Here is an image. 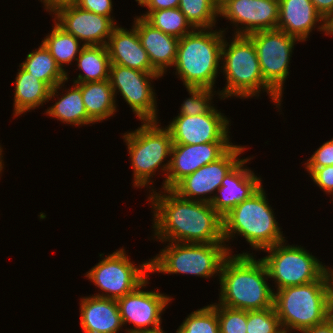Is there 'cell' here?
<instances>
[{"label": "cell", "mask_w": 333, "mask_h": 333, "mask_svg": "<svg viewBox=\"0 0 333 333\" xmlns=\"http://www.w3.org/2000/svg\"><path fill=\"white\" fill-rule=\"evenodd\" d=\"M80 299V324L84 333H117L123 329L115 299L91 295Z\"/></svg>", "instance_id": "603a6c76"}, {"label": "cell", "mask_w": 333, "mask_h": 333, "mask_svg": "<svg viewBox=\"0 0 333 333\" xmlns=\"http://www.w3.org/2000/svg\"><path fill=\"white\" fill-rule=\"evenodd\" d=\"M195 29L179 39L174 63L185 87L214 90L220 67L225 30Z\"/></svg>", "instance_id": "5b68a950"}, {"label": "cell", "mask_w": 333, "mask_h": 333, "mask_svg": "<svg viewBox=\"0 0 333 333\" xmlns=\"http://www.w3.org/2000/svg\"><path fill=\"white\" fill-rule=\"evenodd\" d=\"M42 43L65 72L64 65L75 61L84 47L83 44L80 46L81 42L76 37L66 32L56 22L51 33L42 39Z\"/></svg>", "instance_id": "f1b7e54d"}, {"label": "cell", "mask_w": 333, "mask_h": 333, "mask_svg": "<svg viewBox=\"0 0 333 333\" xmlns=\"http://www.w3.org/2000/svg\"><path fill=\"white\" fill-rule=\"evenodd\" d=\"M139 265L136 266L128 259L123 248L107 255L85 276L102 292L104 291L92 296L117 300L131 293L147 279L150 273V261Z\"/></svg>", "instance_id": "30bf717a"}, {"label": "cell", "mask_w": 333, "mask_h": 333, "mask_svg": "<svg viewBox=\"0 0 333 333\" xmlns=\"http://www.w3.org/2000/svg\"><path fill=\"white\" fill-rule=\"evenodd\" d=\"M186 89L191 97L185 99L183 104H181L178 115L205 114L213 107L211 101L216 91L202 87H186Z\"/></svg>", "instance_id": "836d02e7"}, {"label": "cell", "mask_w": 333, "mask_h": 333, "mask_svg": "<svg viewBox=\"0 0 333 333\" xmlns=\"http://www.w3.org/2000/svg\"><path fill=\"white\" fill-rule=\"evenodd\" d=\"M3 149L1 148V145H0V174L2 173L1 171H3V167H4V162H2L3 161V156H2V151ZM1 177V176H0Z\"/></svg>", "instance_id": "ee69618b"}, {"label": "cell", "mask_w": 333, "mask_h": 333, "mask_svg": "<svg viewBox=\"0 0 333 333\" xmlns=\"http://www.w3.org/2000/svg\"><path fill=\"white\" fill-rule=\"evenodd\" d=\"M332 295L330 269L317 281L274 291L273 307L284 333L324 322L331 315Z\"/></svg>", "instance_id": "3957f363"}, {"label": "cell", "mask_w": 333, "mask_h": 333, "mask_svg": "<svg viewBox=\"0 0 333 333\" xmlns=\"http://www.w3.org/2000/svg\"><path fill=\"white\" fill-rule=\"evenodd\" d=\"M306 170L320 189L333 196V165L322 168H306Z\"/></svg>", "instance_id": "8d00e7d4"}, {"label": "cell", "mask_w": 333, "mask_h": 333, "mask_svg": "<svg viewBox=\"0 0 333 333\" xmlns=\"http://www.w3.org/2000/svg\"><path fill=\"white\" fill-rule=\"evenodd\" d=\"M232 145V142L173 144L170 167L161 189H172L184 177L194 173L202 166L216 161Z\"/></svg>", "instance_id": "ac0fdd59"}, {"label": "cell", "mask_w": 333, "mask_h": 333, "mask_svg": "<svg viewBox=\"0 0 333 333\" xmlns=\"http://www.w3.org/2000/svg\"><path fill=\"white\" fill-rule=\"evenodd\" d=\"M133 26L141 45L146 50L152 67L163 76L167 68L173 67L176 56L179 38L165 34L154 28L144 18H134Z\"/></svg>", "instance_id": "7402d4cb"}, {"label": "cell", "mask_w": 333, "mask_h": 333, "mask_svg": "<svg viewBox=\"0 0 333 333\" xmlns=\"http://www.w3.org/2000/svg\"><path fill=\"white\" fill-rule=\"evenodd\" d=\"M67 80L59 83L50 90L49 100L57 96V102L46 110V115L56 118L57 120L74 126H82L95 124V122L88 116L81 93V83H73V87L65 91L61 98L57 94L59 89H62ZM62 86V87H61Z\"/></svg>", "instance_id": "cb8c5ba5"}, {"label": "cell", "mask_w": 333, "mask_h": 333, "mask_svg": "<svg viewBox=\"0 0 333 333\" xmlns=\"http://www.w3.org/2000/svg\"><path fill=\"white\" fill-rule=\"evenodd\" d=\"M253 158H245L226 174L220 188L210 203L222 216H226L235 206L250 198L263 185L260 177L244 165Z\"/></svg>", "instance_id": "d6986e66"}, {"label": "cell", "mask_w": 333, "mask_h": 333, "mask_svg": "<svg viewBox=\"0 0 333 333\" xmlns=\"http://www.w3.org/2000/svg\"><path fill=\"white\" fill-rule=\"evenodd\" d=\"M328 35H333V17L328 21Z\"/></svg>", "instance_id": "7bdbcfd3"}, {"label": "cell", "mask_w": 333, "mask_h": 333, "mask_svg": "<svg viewBox=\"0 0 333 333\" xmlns=\"http://www.w3.org/2000/svg\"><path fill=\"white\" fill-rule=\"evenodd\" d=\"M330 316L333 318V295H332V299H331V315Z\"/></svg>", "instance_id": "bcb514c9"}, {"label": "cell", "mask_w": 333, "mask_h": 333, "mask_svg": "<svg viewBox=\"0 0 333 333\" xmlns=\"http://www.w3.org/2000/svg\"><path fill=\"white\" fill-rule=\"evenodd\" d=\"M248 37L255 45L264 81L282 98L290 57L296 42L301 41L278 29L258 31Z\"/></svg>", "instance_id": "8fae6325"}, {"label": "cell", "mask_w": 333, "mask_h": 333, "mask_svg": "<svg viewBox=\"0 0 333 333\" xmlns=\"http://www.w3.org/2000/svg\"><path fill=\"white\" fill-rule=\"evenodd\" d=\"M76 61L78 62V69L83 71L84 74L79 73L73 83H88L109 79L111 63L106 46H84Z\"/></svg>", "instance_id": "83f0119b"}, {"label": "cell", "mask_w": 333, "mask_h": 333, "mask_svg": "<svg viewBox=\"0 0 333 333\" xmlns=\"http://www.w3.org/2000/svg\"><path fill=\"white\" fill-rule=\"evenodd\" d=\"M265 251L269 255L261 259L277 290L317 281L330 269L301 245L286 246L283 241Z\"/></svg>", "instance_id": "9c48e42d"}, {"label": "cell", "mask_w": 333, "mask_h": 333, "mask_svg": "<svg viewBox=\"0 0 333 333\" xmlns=\"http://www.w3.org/2000/svg\"><path fill=\"white\" fill-rule=\"evenodd\" d=\"M244 149L245 147L241 145L233 144L216 161L204 165L184 177L171 190L187 200L211 203L226 174L242 160L239 158Z\"/></svg>", "instance_id": "4fadbf2b"}, {"label": "cell", "mask_w": 333, "mask_h": 333, "mask_svg": "<svg viewBox=\"0 0 333 333\" xmlns=\"http://www.w3.org/2000/svg\"><path fill=\"white\" fill-rule=\"evenodd\" d=\"M218 7V15L237 27L234 35L277 29L279 0H219Z\"/></svg>", "instance_id": "9a60e30c"}, {"label": "cell", "mask_w": 333, "mask_h": 333, "mask_svg": "<svg viewBox=\"0 0 333 333\" xmlns=\"http://www.w3.org/2000/svg\"><path fill=\"white\" fill-rule=\"evenodd\" d=\"M130 30V31H129ZM116 26L106 45L110 63L142 72L158 73L151 65L146 50L141 45L137 29Z\"/></svg>", "instance_id": "44dd1931"}, {"label": "cell", "mask_w": 333, "mask_h": 333, "mask_svg": "<svg viewBox=\"0 0 333 333\" xmlns=\"http://www.w3.org/2000/svg\"><path fill=\"white\" fill-rule=\"evenodd\" d=\"M159 77H162L159 73L142 72L117 64L110 65L109 80L114 96L120 92V96L142 122L158 121L156 93L151 82Z\"/></svg>", "instance_id": "7c38bea8"}, {"label": "cell", "mask_w": 333, "mask_h": 333, "mask_svg": "<svg viewBox=\"0 0 333 333\" xmlns=\"http://www.w3.org/2000/svg\"><path fill=\"white\" fill-rule=\"evenodd\" d=\"M154 190L152 188L148 200L152 203V228L156 240L165 243H225L223 218L210 203L184 199L171 189H162V193Z\"/></svg>", "instance_id": "6da1fadb"}, {"label": "cell", "mask_w": 333, "mask_h": 333, "mask_svg": "<svg viewBox=\"0 0 333 333\" xmlns=\"http://www.w3.org/2000/svg\"><path fill=\"white\" fill-rule=\"evenodd\" d=\"M82 100L88 116L95 122H102L117 112L116 97L110 80L81 83Z\"/></svg>", "instance_id": "484cf974"}, {"label": "cell", "mask_w": 333, "mask_h": 333, "mask_svg": "<svg viewBox=\"0 0 333 333\" xmlns=\"http://www.w3.org/2000/svg\"><path fill=\"white\" fill-rule=\"evenodd\" d=\"M53 15L55 18L53 20L66 32L83 42L84 46H106L109 37L117 26L113 16L109 18L83 10L72 1L57 8Z\"/></svg>", "instance_id": "e0dca14e"}, {"label": "cell", "mask_w": 333, "mask_h": 333, "mask_svg": "<svg viewBox=\"0 0 333 333\" xmlns=\"http://www.w3.org/2000/svg\"><path fill=\"white\" fill-rule=\"evenodd\" d=\"M316 10L328 22L333 17V0H311Z\"/></svg>", "instance_id": "ab89813d"}, {"label": "cell", "mask_w": 333, "mask_h": 333, "mask_svg": "<svg viewBox=\"0 0 333 333\" xmlns=\"http://www.w3.org/2000/svg\"><path fill=\"white\" fill-rule=\"evenodd\" d=\"M138 5L147 7L148 11L139 17L145 18L151 11H158L161 9H172L179 6L180 0H135Z\"/></svg>", "instance_id": "f35d334b"}, {"label": "cell", "mask_w": 333, "mask_h": 333, "mask_svg": "<svg viewBox=\"0 0 333 333\" xmlns=\"http://www.w3.org/2000/svg\"><path fill=\"white\" fill-rule=\"evenodd\" d=\"M19 67L43 81L50 89L69 79L68 72L60 68L43 43L38 49L29 52Z\"/></svg>", "instance_id": "4316f807"}, {"label": "cell", "mask_w": 333, "mask_h": 333, "mask_svg": "<svg viewBox=\"0 0 333 333\" xmlns=\"http://www.w3.org/2000/svg\"><path fill=\"white\" fill-rule=\"evenodd\" d=\"M158 123L141 122L140 127L123 135L131 159L134 187L151 185V178L155 176L157 169L165 171V177L168 174L170 159L166 163L164 160L171 156L173 140L169 130L160 127Z\"/></svg>", "instance_id": "52a82bcc"}, {"label": "cell", "mask_w": 333, "mask_h": 333, "mask_svg": "<svg viewBox=\"0 0 333 333\" xmlns=\"http://www.w3.org/2000/svg\"><path fill=\"white\" fill-rule=\"evenodd\" d=\"M50 88L22 67L15 78L14 117L49 101Z\"/></svg>", "instance_id": "d4e9b609"}, {"label": "cell", "mask_w": 333, "mask_h": 333, "mask_svg": "<svg viewBox=\"0 0 333 333\" xmlns=\"http://www.w3.org/2000/svg\"><path fill=\"white\" fill-rule=\"evenodd\" d=\"M265 263L248 252L229 254L223 261L220 274L218 305L246 311L273 307L274 289L269 287Z\"/></svg>", "instance_id": "7a4b0ae2"}, {"label": "cell", "mask_w": 333, "mask_h": 333, "mask_svg": "<svg viewBox=\"0 0 333 333\" xmlns=\"http://www.w3.org/2000/svg\"><path fill=\"white\" fill-rule=\"evenodd\" d=\"M220 333H246L247 311L217 304Z\"/></svg>", "instance_id": "e575fe53"}, {"label": "cell", "mask_w": 333, "mask_h": 333, "mask_svg": "<svg viewBox=\"0 0 333 333\" xmlns=\"http://www.w3.org/2000/svg\"><path fill=\"white\" fill-rule=\"evenodd\" d=\"M232 249L225 243L169 242L150 261V273L190 274L202 278L219 277L224 259ZM217 273V274H216Z\"/></svg>", "instance_id": "ba28073f"}, {"label": "cell", "mask_w": 333, "mask_h": 333, "mask_svg": "<svg viewBox=\"0 0 333 333\" xmlns=\"http://www.w3.org/2000/svg\"><path fill=\"white\" fill-rule=\"evenodd\" d=\"M40 1L43 3L45 7L44 9H46V11L53 13L57 8L66 5L72 0H40Z\"/></svg>", "instance_id": "b9f144b4"}, {"label": "cell", "mask_w": 333, "mask_h": 333, "mask_svg": "<svg viewBox=\"0 0 333 333\" xmlns=\"http://www.w3.org/2000/svg\"><path fill=\"white\" fill-rule=\"evenodd\" d=\"M136 333H166L163 331V328L161 329H158V330H153V331H139V332H136Z\"/></svg>", "instance_id": "f6af8a7d"}, {"label": "cell", "mask_w": 333, "mask_h": 333, "mask_svg": "<svg viewBox=\"0 0 333 333\" xmlns=\"http://www.w3.org/2000/svg\"><path fill=\"white\" fill-rule=\"evenodd\" d=\"M176 333H220L217 303L193 311L184 319Z\"/></svg>", "instance_id": "1f68e13d"}, {"label": "cell", "mask_w": 333, "mask_h": 333, "mask_svg": "<svg viewBox=\"0 0 333 333\" xmlns=\"http://www.w3.org/2000/svg\"><path fill=\"white\" fill-rule=\"evenodd\" d=\"M147 284H149L148 278L134 291L116 300L123 325L127 323L133 325V329H126L127 333L161 328L162 312L172 298L156 291H143L142 288H145Z\"/></svg>", "instance_id": "5bb4252c"}, {"label": "cell", "mask_w": 333, "mask_h": 333, "mask_svg": "<svg viewBox=\"0 0 333 333\" xmlns=\"http://www.w3.org/2000/svg\"><path fill=\"white\" fill-rule=\"evenodd\" d=\"M330 272H331L332 280H333V269L331 267H330Z\"/></svg>", "instance_id": "7dc6e473"}, {"label": "cell", "mask_w": 333, "mask_h": 333, "mask_svg": "<svg viewBox=\"0 0 333 333\" xmlns=\"http://www.w3.org/2000/svg\"><path fill=\"white\" fill-rule=\"evenodd\" d=\"M246 333H284L274 307L247 311Z\"/></svg>", "instance_id": "d6a6232c"}, {"label": "cell", "mask_w": 333, "mask_h": 333, "mask_svg": "<svg viewBox=\"0 0 333 333\" xmlns=\"http://www.w3.org/2000/svg\"><path fill=\"white\" fill-rule=\"evenodd\" d=\"M219 0H180L178 8L195 29L216 27Z\"/></svg>", "instance_id": "f546056e"}, {"label": "cell", "mask_w": 333, "mask_h": 333, "mask_svg": "<svg viewBox=\"0 0 333 333\" xmlns=\"http://www.w3.org/2000/svg\"><path fill=\"white\" fill-rule=\"evenodd\" d=\"M79 8L111 18L112 0H72Z\"/></svg>", "instance_id": "74e56055"}, {"label": "cell", "mask_w": 333, "mask_h": 333, "mask_svg": "<svg viewBox=\"0 0 333 333\" xmlns=\"http://www.w3.org/2000/svg\"><path fill=\"white\" fill-rule=\"evenodd\" d=\"M229 120L212 107L200 115H177L167 125L173 144H204L208 142H231Z\"/></svg>", "instance_id": "2e32d148"}, {"label": "cell", "mask_w": 333, "mask_h": 333, "mask_svg": "<svg viewBox=\"0 0 333 333\" xmlns=\"http://www.w3.org/2000/svg\"><path fill=\"white\" fill-rule=\"evenodd\" d=\"M305 164V168H322L333 165V138L323 143Z\"/></svg>", "instance_id": "d590c367"}, {"label": "cell", "mask_w": 333, "mask_h": 333, "mask_svg": "<svg viewBox=\"0 0 333 333\" xmlns=\"http://www.w3.org/2000/svg\"><path fill=\"white\" fill-rule=\"evenodd\" d=\"M318 26V31L328 35V22L316 10L311 0H279V18L277 29L284 31L304 42L312 30Z\"/></svg>", "instance_id": "ffe728a7"}, {"label": "cell", "mask_w": 333, "mask_h": 333, "mask_svg": "<svg viewBox=\"0 0 333 333\" xmlns=\"http://www.w3.org/2000/svg\"><path fill=\"white\" fill-rule=\"evenodd\" d=\"M273 210L262 186L223 217L224 241L227 243L238 234L246 239L252 249L262 251L286 241Z\"/></svg>", "instance_id": "8992f818"}, {"label": "cell", "mask_w": 333, "mask_h": 333, "mask_svg": "<svg viewBox=\"0 0 333 333\" xmlns=\"http://www.w3.org/2000/svg\"><path fill=\"white\" fill-rule=\"evenodd\" d=\"M230 42L224 38L220 70L225 74L226 85L217 91L220 99L228 97L249 98L266 91L274 104L281 106V97L264 81L257 51L248 36L233 35ZM230 43V44H229Z\"/></svg>", "instance_id": "277c9868"}, {"label": "cell", "mask_w": 333, "mask_h": 333, "mask_svg": "<svg viewBox=\"0 0 333 333\" xmlns=\"http://www.w3.org/2000/svg\"><path fill=\"white\" fill-rule=\"evenodd\" d=\"M144 19L154 28L179 39L195 30L178 7L151 11Z\"/></svg>", "instance_id": "4dcf8cb0"}, {"label": "cell", "mask_w": 333, "mask_h": 333, "mask_svg": "<svg viewBox=\"0 0 333 333\" xmlns=\"http://www.w3.org/2000/svg\"><path fill=\"white\" fill-rule=\"evenodd\" d=\"M301 333H333V318L330 316L324 322L306 328Z\"/></svg>", "instance_id": "60d3db41"}]
</instances>
